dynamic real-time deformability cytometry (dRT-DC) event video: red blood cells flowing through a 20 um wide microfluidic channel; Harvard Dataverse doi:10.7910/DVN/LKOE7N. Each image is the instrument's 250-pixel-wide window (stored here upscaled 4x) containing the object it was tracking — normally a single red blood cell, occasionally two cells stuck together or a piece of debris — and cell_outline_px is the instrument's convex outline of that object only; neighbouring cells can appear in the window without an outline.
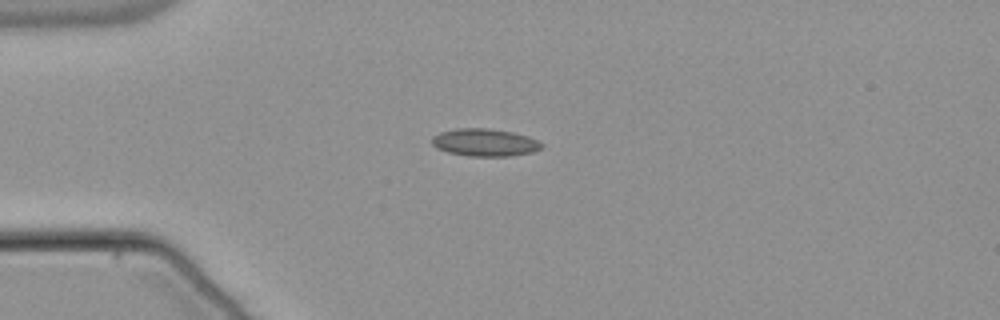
{"species": "common noctule bat (a hibernating species)", "species_latin": "Nyctalus noctula", "temperature_condition": "warm", "stored_images_in_passage": 41, "camera_frame_rate_fps": 3000, "um_per_image_px": 0.085, "animal": {"sex": "male", "body_mass_g": 21.5, "forearm_length_mm": 52.0}, "frame": {"image": 1, "passage_image": 1, "time_ms": 0.0, "image_size_px": [1000, 320], "cell_outline_px": [[544, 144], [540, 148], [532, 152], [508, 156], [472, 156], [448, 152], [436, 148], [432, 144], [432, 136], [440, 132], [456, 128], [488, 128], [512, 132], [528, 136]], "centroid_in_image_um": [41.18, 12.1], "position_along_channel_um": 43.8, "area_um2": 17.51}}
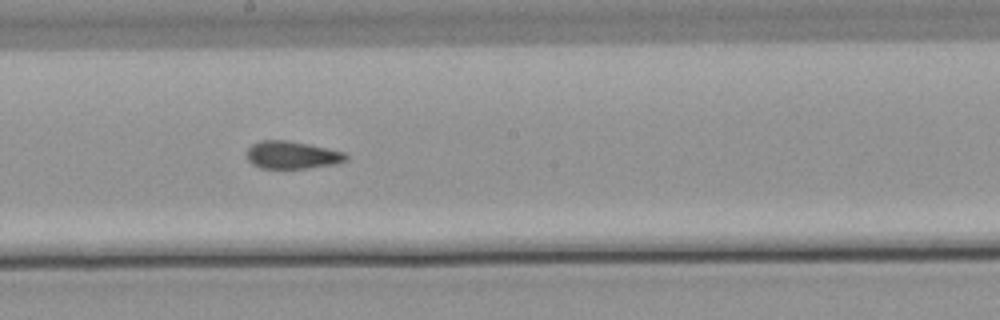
{"frame": {"image": 2, "passage_image": 17, "time_ms": 5.333, "image_size_px": [1000, 320], "cell_outline_px": [[348, 160], [336, 164], [308, 168], [260, 168], [252, 164], [248, 160], [248, 148], [252, 144], [260, 140], [288, 140], [328, 148], [344, 152], [348, 156]], "centroid_in_image_um": [24.84, 13.17], "position_along_channel_um": 223.4, "area_um2": 16.01}}
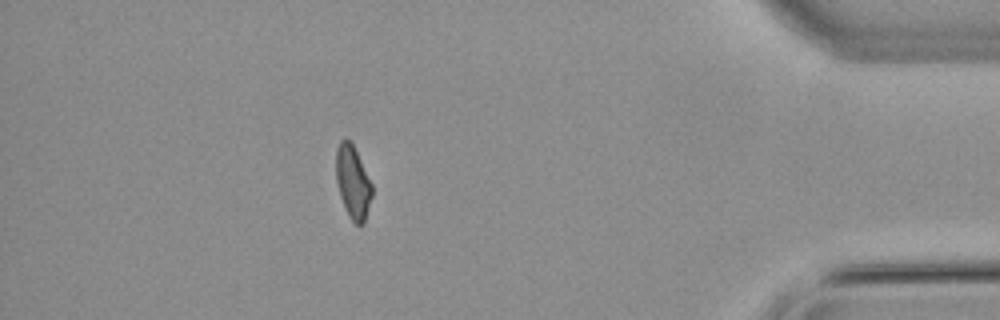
{"frame": {"image": 3, "passage_image": 35, "time_ms": 11.333, "image_size_px": [1000, 320], "cell_outline_px": [[372, 196], [364, 224], [356, 224], [348, 216], [344, 208], [340, 196], [336, 180], [336, 148], [340, 140], [348, 140], [352, 144], [372, 184]], "centroid_in_image_um": [29.98, 15.52], "position_along_channel_um": 405.2, "area_um2": 15.14}, "authors_computed_cell_mechanics": {"area_um2": 15.9528, "velocity_mm_per_s": 3.8075, "shape_relaxation_time_tau1_ms": 6.131, "shape_relaxation_time_tau2_ms": 2.6826, "deformation_change_tau1": 0.1413, "deformation_change_tau2": 0.0682}}